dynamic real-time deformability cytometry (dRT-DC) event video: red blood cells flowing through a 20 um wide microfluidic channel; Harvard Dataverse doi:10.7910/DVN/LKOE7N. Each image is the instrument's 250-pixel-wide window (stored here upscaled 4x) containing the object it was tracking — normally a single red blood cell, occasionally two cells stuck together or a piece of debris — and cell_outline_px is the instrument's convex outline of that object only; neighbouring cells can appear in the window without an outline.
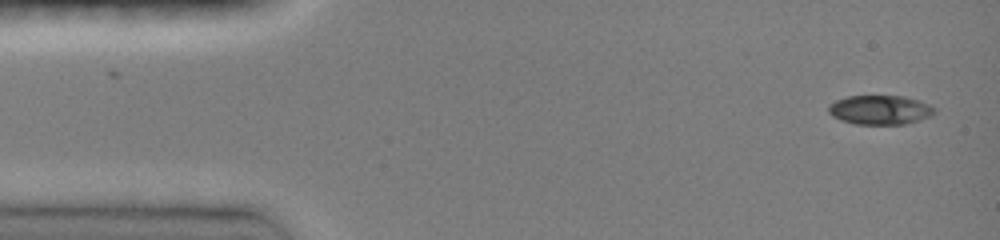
{"species": "common noctule bat (a hibernating species)", "species_latin": "Nyctalus noctula", "temperature_condition": "room temperature", "stored_images_in_passage": 45, "camera_frame_rate_fps": 3000, "um_per_image_px": 0.085, "animal": {"sex": "female", "body_mass_g": 19.0, "forearm_length_mm": 51.5}, "frame": {"image": 1, "passage_image": 1, "time_ms": 0.0, "image_size_px": [1000, 240], "cell_outline_px": [[936, 112], [920, 120], [904, 124], [856, 124], [840, 120], [832, 116], [828, 112], [828, 104], [836, 100], [848, 96], [904, 96], [920, 100], [936, 108]], "centroid_in_image_um": [74.79, 9.33], "position_along_channel_um": 10.2, "area_um2": 18.15}}
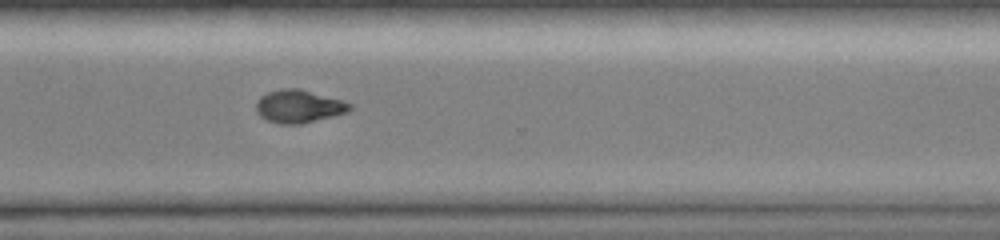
{"frame": {"image": 2, "passage_image": 33, "time_ms": 10.667, "image_size_px": [1000, 240], "cell_outline_px": [[352, 108], [348, 112], [300, 124], [280, 124], [268, 120], [260, 116], [256, 112], [256, 100], [260, 96], [268, 92], [284, 88], [300, 88], [340, 100], [352, 104]], "centroid_in_image_um": [25.36, 9.03], "position_along_channel_um": 345.2, "area_um2": 17.86}}
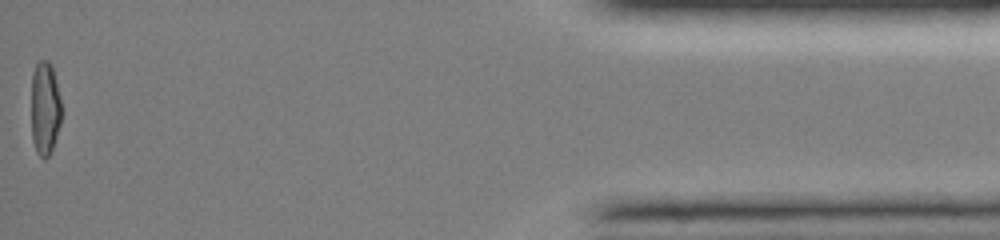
{"frame": {"image": 3, "passage_image": 45, "time_ms": 14.667, "image_size_px": [1000, 240], "cell_outline_px": [[64, 112], [52, 148], [48, 156], [44, 160], [36, 152], [32, 140], [32, 72], [36, 64], [40, 60], [48, 60], [52, 64], [64, 108]], "centroid_in_image_um": [3.86, 9.17], "position_along_channel_um": 431.3, "area_um2": 16.99}, "authors_computed_cell_mechanics": {"area_um2": 18.6116, "velocity_mm_per_s": 4.1322, "shape_relaxation_time_tau1_ms": 8.0985, "shape_relaxation_time_tau2_ms": 9.259, "deformation_change_tau1": 0.2329, "deformation_change_tau2": 0.0944}}